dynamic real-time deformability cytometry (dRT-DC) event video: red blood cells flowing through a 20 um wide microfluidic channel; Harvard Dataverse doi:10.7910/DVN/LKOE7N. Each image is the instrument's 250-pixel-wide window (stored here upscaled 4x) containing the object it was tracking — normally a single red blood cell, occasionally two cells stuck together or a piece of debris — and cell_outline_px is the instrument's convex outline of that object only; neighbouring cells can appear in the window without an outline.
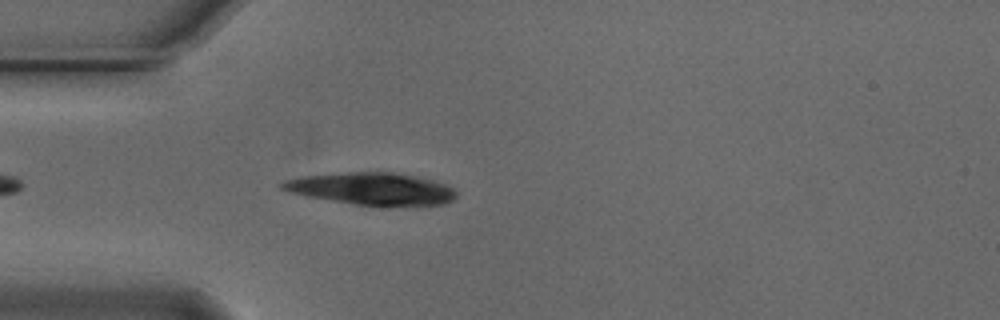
{"species": "Egyptian fruit bat (a non-hibernating species)", "species_latin": "Rousettus aegyptiacus", "temperature_condition": "cold", "stored_images_in_passage": 44, "camera_frame_rate_fps": 3000, "um_per_image_px": 0.085, "animal": {"sex": "male"}, "frame": {"image": 1, "passage_image": 5, "time_ms": 1.333, "image_size_px": [1000, 320], "cell_outline_px": [[456, 196], [452, 200], [444, 204], [356, 204], [308, 196], [288, 192], [280, 188], [276, 184], [284, 180], [304, 176], [348, 172], [392, 172], [416, 176], [432, 180], [444, 184], [452, 188], [456, 192]], "centroid_in_image_um": [31.53, 16.01], "position_along_channel_um": 53.5, "area_um2": 31.85}}